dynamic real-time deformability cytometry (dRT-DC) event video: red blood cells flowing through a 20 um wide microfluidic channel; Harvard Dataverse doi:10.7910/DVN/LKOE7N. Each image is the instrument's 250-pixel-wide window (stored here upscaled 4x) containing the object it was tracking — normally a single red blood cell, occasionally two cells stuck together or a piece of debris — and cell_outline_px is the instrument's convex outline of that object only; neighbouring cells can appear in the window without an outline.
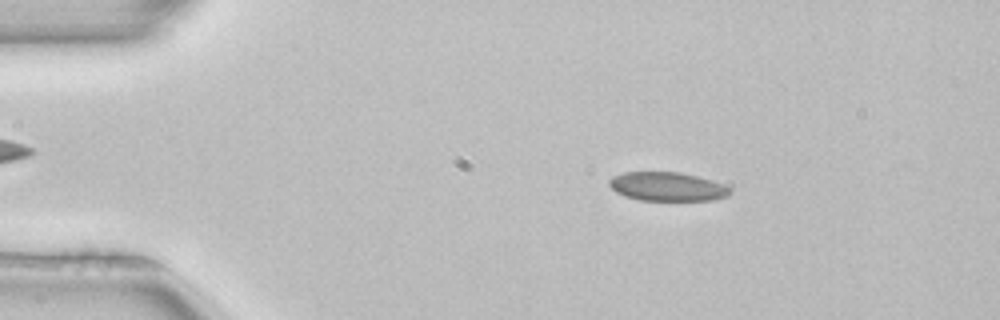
{"species": "common noctule bat (a hibernating species)", "species_latin": "Nyctalus noctula", "temperature_condition": "room temperature", "stored_images_in_passage": 50, "camera_frame_rate_fps": 3000, "um_per_image_px": 0.085, "animal": {"sex": "female", "body_mass_g": 22.7, "forearm_length_mm": 54.2}, "frame": {"image": 1, "passage_image": 8, "time_ms": 2.333, "image_size_px": [1000, 320], "cell_outline_px": [[732, 192], [728, 196], [712, 200], [640, 200], [624, 196], [616, 192], [608, 184], [608, 180], [612, 176], [624, 172], [680, 172], [696, 176], [720, 184], [728, 188]], "centroid_in_image_um": [56.65, 15.86], "position_along_channel_um": 28.3, "area_um2": 20.11}}
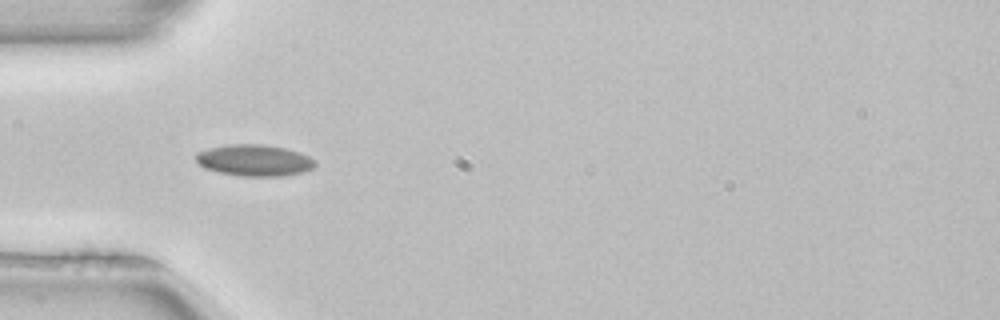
{"frame": {"image": 2, "passage_image": 15, "time_ms": 4.667, "image_size_px": [1000, 320], "cell_outline_px": [[316, 164], [312, 168], [300, 172], [280, 176], [240, 176], [220, 172], [204, 168], [196, 160], [196, 156], [200, 152], [208, 148], [228, 144], [264, 144], [284, 148], [300, 152], [316, 160]], "centroid_in_image_um": [21.63, 13.62], "position_along_channel_um": 63.4, "area_um2": 21.68}}
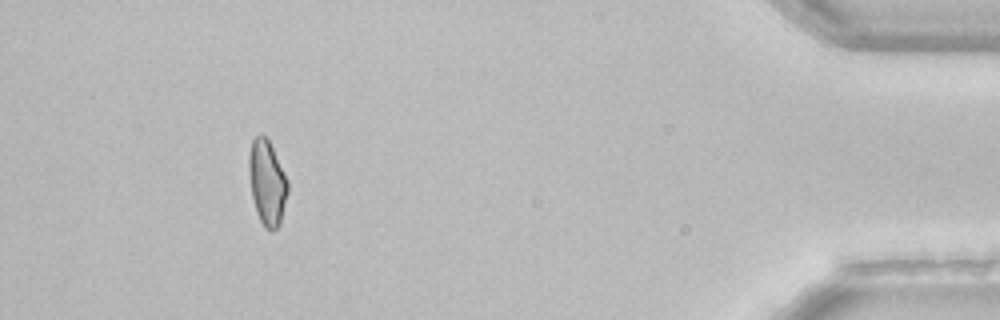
{"frame": {"image": 3, "passage_image": 46, "time_ms": 15.0, "image_size_px": [1000, 320], "cell_outline_px": [[288, 192], [280, 224], [272, 232], [264, 228], [256, 212], [252, 196], [248, 176], [248, 156], [252, 140], [256, 136], [264, 136], [268, 140], [288, 180]], "centroid_in_image_um": [22.69, 15.57], "position_along_channel_um": 412.5, "area_um2": 19.25}, "authors_computed_cell_mechanics": {"area_um2": 20.6057, "velocity_mm_per_s": 4.0112, "shape_relaxation_time_tau1_ms": null, "shape_relaxation_time_tau2_ms": 3.1351, "deformation_change_tau1": null, "deformation_change_tau2": 0.0872}}